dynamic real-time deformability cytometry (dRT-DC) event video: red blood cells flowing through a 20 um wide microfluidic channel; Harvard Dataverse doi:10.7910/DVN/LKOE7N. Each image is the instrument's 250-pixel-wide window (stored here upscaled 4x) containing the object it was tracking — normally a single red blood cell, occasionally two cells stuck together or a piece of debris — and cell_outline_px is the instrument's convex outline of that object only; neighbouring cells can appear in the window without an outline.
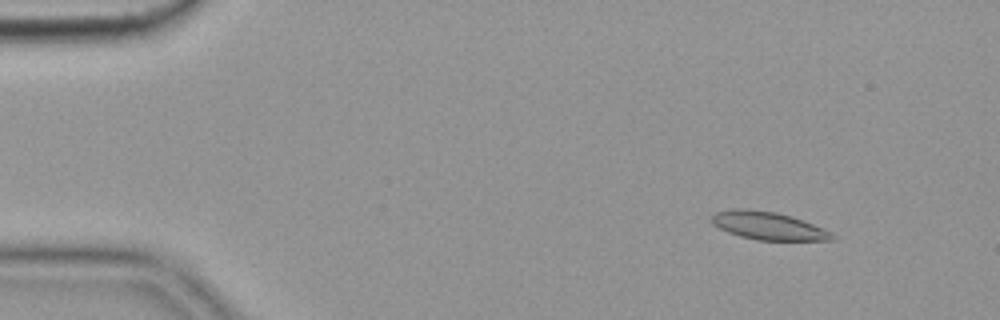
{"species": "common noctule bat (a hibernating species)", "species_latin": "Nyctalus noctula", "temperature_condition": "cold", "stored_images_in_passage": 56, "camera_frame_rate_fps": 3000, "um_per_image_px": 0.085, "animal": {"sex": "female", "body_mass_g": 19.9}, "frame": {"image": 1, "passage_image": 7, "time_ms": 2.0, "image_size_px": [1000, 320], "cell_outline_px": [[836, 240], [756, 240], [740, 236], [728, 232], [712, 224], [708, 220], [716, 212], [732, 208], [744, 208], [776, 212], [792, 216], [804, 220], [824, 228], [832, 232], [836, 236]], "centroid_in_image_um": [65.3, 19.18], "position_along_channel_um": 19.7, "area_um2": 19.88}}
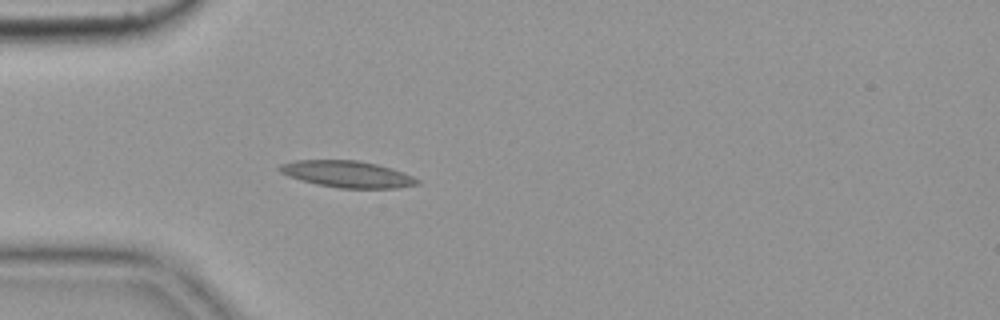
{"frame": {"image": 2, "passage_image": 17, "time_ms": 5.333, "image_size_px": [1000, 320], "cell_outline_px": [[420, 184], [400, 188], [340, 188], [316, 184], [300, 180], [288, 176], [280, 172], [276, 168], [280, 164], [296, 160], [360, 160], [392, 168], [412, 176], [420, 180]], "centroid_in_image_um": [29.51, 14.8], "position_along_channel_um": 55.5, "area_um2": 21.5}}
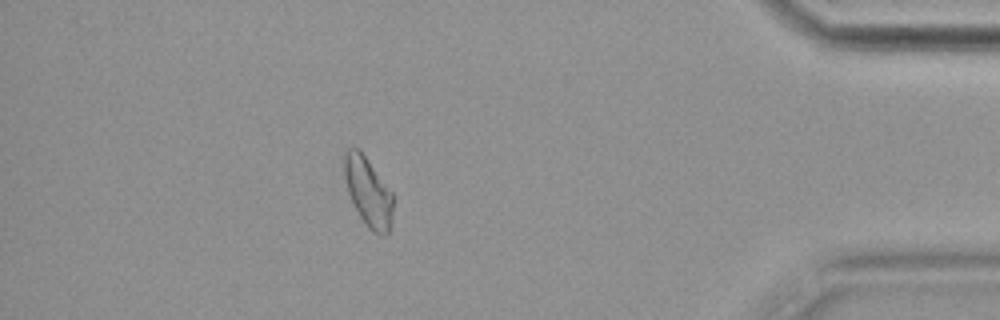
{"frame": {"image": 3, "passage_image": 50, "time_ms": 16.333, "image_size_px": [1000, 320], "cell_outline_px": [[392, 212], [388, 232], [372, 232], [368, 228], [360, 216], [348, 192], [344, 176], [344, 152], [348, 148], [360, 148], [392, 192]], "centroid_in_image_um": [31.26, 16.23], "position_along_channel_um": 403.9, "area_um2": 19.25}}